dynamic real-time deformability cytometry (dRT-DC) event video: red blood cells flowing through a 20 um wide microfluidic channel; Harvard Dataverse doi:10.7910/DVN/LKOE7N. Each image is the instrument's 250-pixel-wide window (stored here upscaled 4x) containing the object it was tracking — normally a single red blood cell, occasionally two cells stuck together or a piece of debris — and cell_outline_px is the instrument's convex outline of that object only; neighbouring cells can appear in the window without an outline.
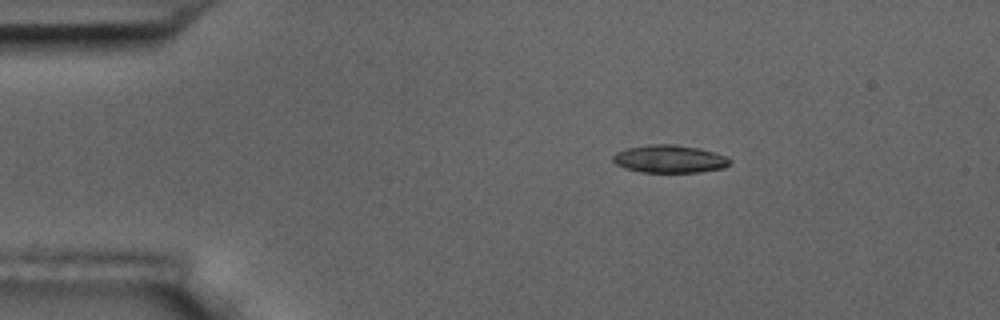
{"species": "common noctule bat (a hibernating species)", "species_latin": "Nyctalus noctula", "temperature_condition": "room temperature", "stored_images_in_passage": 3, "camera_frame_rate_fps": 3000, "um_per_image_px": 0.085, "animal": {"sex": "male", "body_mass_g": 17.5, "forearm_length_mm": 52.3}, "frame": {"image": 1, "passage_image": 1, "time_ms": 0.0, "image_size_px": [1000, 320], "cell_outline_px": [[732, 160], [724, 168], [700, 172], [644, 172], [628, 168], [616, 164], [612, 160], [612, 156], [616, 152], [628, 148], [648, 144], [672, 144], [696, 148], [712, 152], [724, 156]], "centroid_in_image_um": [56.89, 13.51], "position_along_channel_um": 28.1, "area_um2": 18.61}}
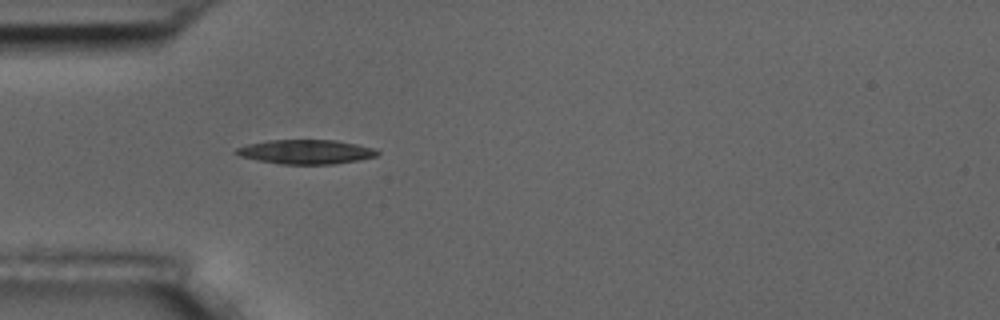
{"frame": {"image": 2, "passage_image": 3, "time_ms": 2.333, "image_size_px": [1000, 320], "cell_outline_px": [[380, 152], [376, 156], [336, 164], [280, 164], [256, 160], [240, 156], [232, 152], [236, 148], [248, 144], [268, 140], [336, 140], [376, 148]], "centroid_in_image_um": [25.98, 12.9], "position_along_channel_um": 59.0, "area_um2": 20.06}}